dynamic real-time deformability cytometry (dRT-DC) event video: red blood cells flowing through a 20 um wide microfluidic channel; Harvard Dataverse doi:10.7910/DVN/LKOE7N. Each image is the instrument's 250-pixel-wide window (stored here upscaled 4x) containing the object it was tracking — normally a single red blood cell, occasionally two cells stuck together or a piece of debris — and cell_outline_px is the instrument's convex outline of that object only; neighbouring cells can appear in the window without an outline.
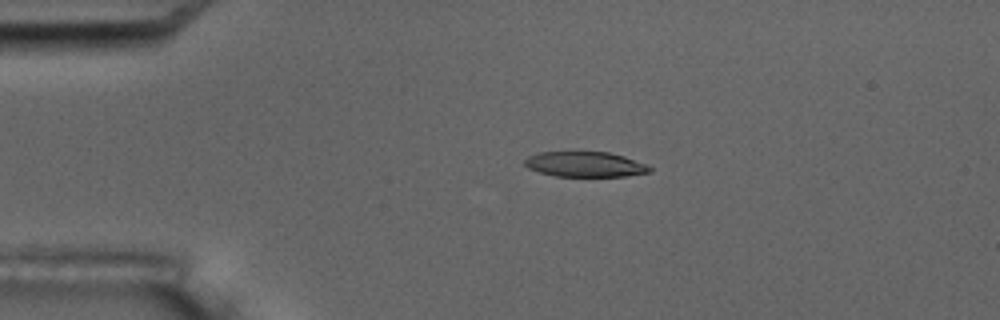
{"species": "common noctule bat (a hibernating species)", "species_latin": "Nyctalus noctula", "temperature_condition": "room temperature", "stored_images_in_passage": 4, "camera_frame_rate_fps": 3000, "um_per_image_px": 0.085, "animal": {"sex": "male", "body_mass_g": 17.5, "forearm_length_mm": 52.3}, "frame": {"image": 1, "passage_image": 2, "time_ms": 1.0, "image_size_px": [1000, 320], "cell_outline_px": [[652, 172], [624, 176], [556, 176], [540, 172], [528, 168], [524, 164], [524, 160], [528, 156], [540, 152], [576, 148], [608, 152], [624, 156], [644, 164], [652, 168]], "centroid_in_image_um": [49.67, 13.91], "position_along_channel_um": 35.3, "area_um2": 19.19}}
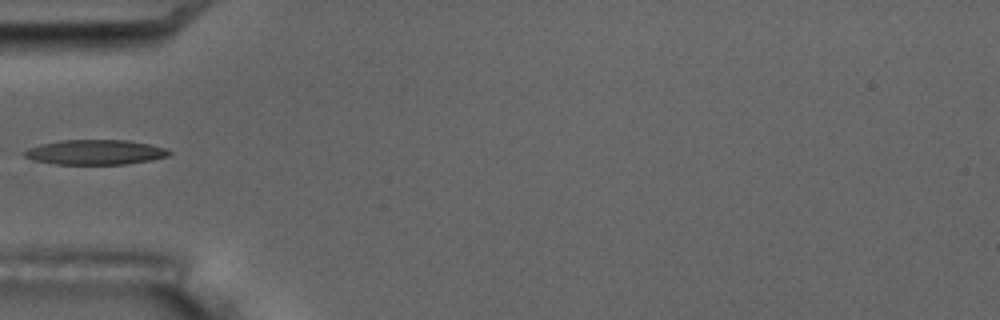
{"frame": {"image": 2, "passage_image": 4, "time_ms": 3.333, "image_size_px": [1000, 320], "cell_outline_px": [[172, 152], [168, 156], [152, 160], [124, 164], [56, 164], [36, 160], [24, 156], [20, 152], [28, 148], [40, 144], [60, 140], [128, 140], [148, 144], [164, 148]], "centroid_in_image_um": [8.07, 12.93], "position_along_channel_um": 76.9, "area_um2": 20.92}}